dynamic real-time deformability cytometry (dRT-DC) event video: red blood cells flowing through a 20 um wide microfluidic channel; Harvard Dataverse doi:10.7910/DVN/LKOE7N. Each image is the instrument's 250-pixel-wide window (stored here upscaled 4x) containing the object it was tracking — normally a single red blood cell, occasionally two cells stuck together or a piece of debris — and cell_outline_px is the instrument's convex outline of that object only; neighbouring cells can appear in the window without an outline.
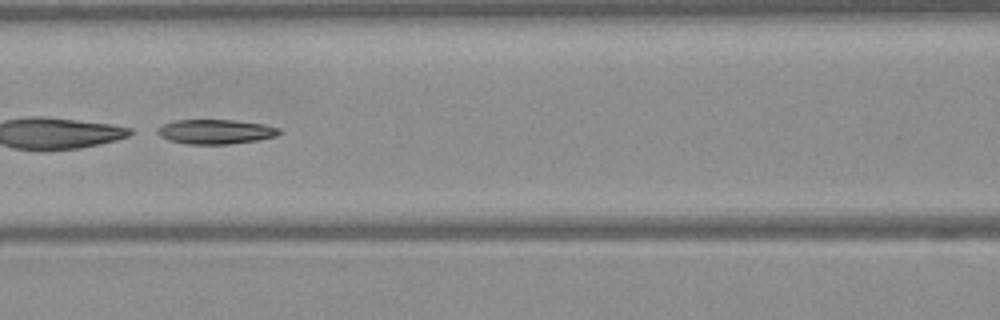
{"species": "Egyptian fruit bat (a non-hibernating species)", "species_latin": "Rousettus aegyptiacus", "temperature_condition": "warm", "stored_images_in_passage": 48, "segment_of_instrument_passage": [2, 2], "camera_frame_rate_fps": 3000, "um_per_image_px": 0.085, "frame": {"image": 1, "passage_image": 22, "time_ms": 7.0, "image_size_px": [1000, 320], "cell_outline_px": [[280, 132], [276, 136], [256, 140], [228, 144], [188, 144], [168, 140], [160, 136], [156, 132], [156, 128], [164, 124], [176, 120], [232, 120], [264, 124], [280, 128]], "centroid_in_image_um": [18.29, 11.19], "position_along_channel_um": 148.3, "area_um2": 17.34}}
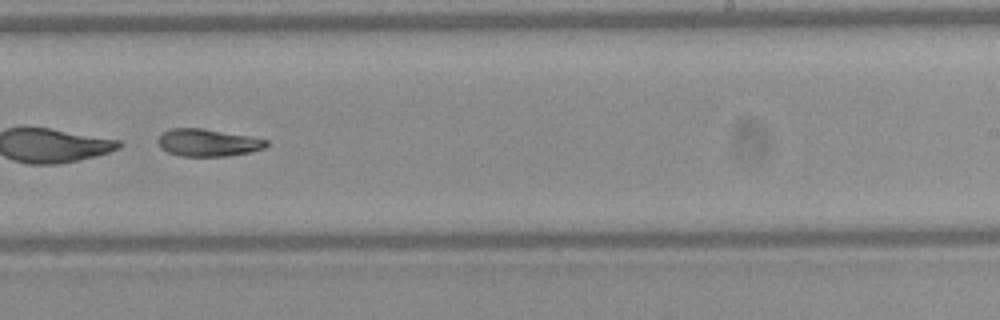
{"frame": {"image": 2, "passage_image": 31, "time_ms": 10.0, "image_size_px": [1000, 320], "cell_outline_px": [[268, 144], [264, 148], [252, 152], [228, 156], [180, 156], [168, 152], [160, 148], [156, 140], [164, 132], [172, 128], [200, 128], [252, 136], [268, 140]], "centroid_in_image_um": [17.68, 12.13], "position_along_channel_um": 271.3, "area_um2": 17.4}}
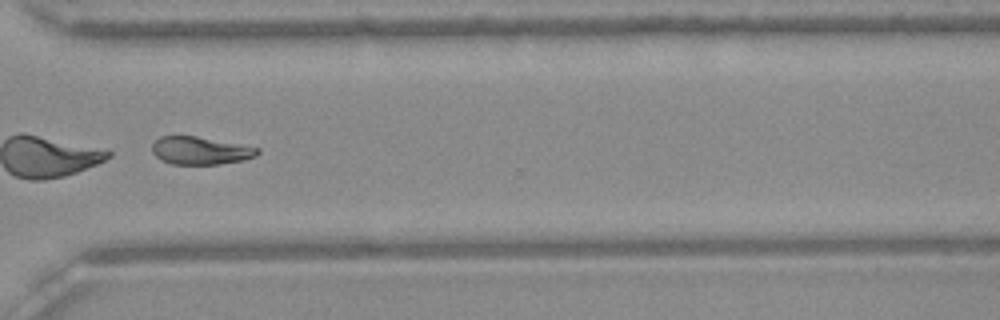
{"frame": {"image": 3, "passage_image": 37, "time_ms": 12.0, "image_size_px": [1000, 320], "cell_outline_px": [[260, 152], [256, 156], [244, 160], [220, 164], [172, 164], [160, 160], [152, 152], [152, 144], [160, 136], [196, 136], [260, 148]], "centroid_in_image_um": [17.03, 12.81], "position_along_channel_um": 353.6, "area_um2": 17.05}}